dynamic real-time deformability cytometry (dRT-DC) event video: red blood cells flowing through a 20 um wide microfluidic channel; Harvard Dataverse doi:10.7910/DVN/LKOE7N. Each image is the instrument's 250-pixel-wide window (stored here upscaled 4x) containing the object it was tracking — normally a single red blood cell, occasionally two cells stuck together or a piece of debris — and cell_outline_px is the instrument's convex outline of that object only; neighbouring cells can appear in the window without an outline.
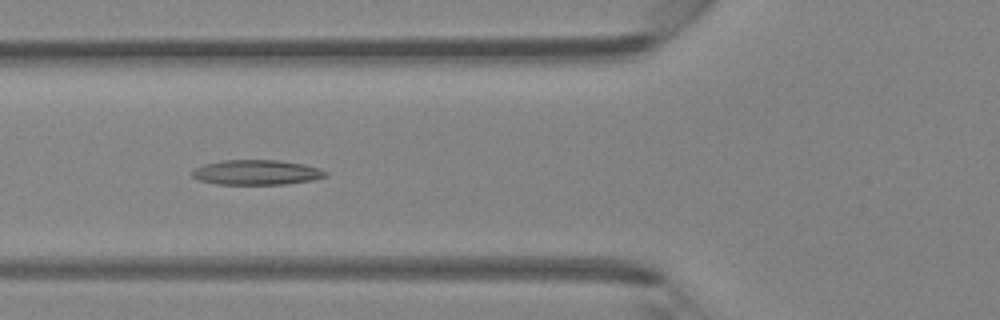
{"species": "Egyptian fruit bat (a non-hibernating species)", "species_latin": "Rousettus aegyptiacus", "temperature_condition": "room temperature", "stored_images_in_passage": 45, "camera_frame_rate_fps": 3000, "um_per_image_px": 0.085, "animal": {"sex": "female"}, "frame": {"image": 1, "passage_image": 17, "time_ms": 5.333, "image_size_px": [1000, 320], "cell_outline_px": [[328, 176], [312, 180], [284, 184], [216, 184], [200, 180], [192, 176], [192, 168], [204, 164], [224, 160], [276, 160], [304, 164], [320, 168], [328, 172]], "centroid_in_image_um": [21.81, 14.65], "position_along_channel_um": 104.0, "area_um2": 19.42}}
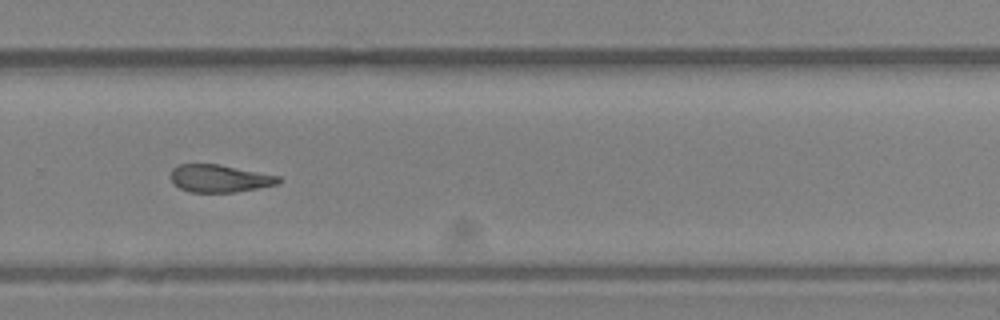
{"frame": {"image": 2, "passage_image": 31, "time_ms": 10.0, "image_size_px": [1000, 320], "cell_outline_px": [[284, 180], [276, 184], [256, 188], [232, 192], [192, 192], [180, 188], [172, 180], [172, 168], [180, 164], [220, 164], [280, 176]], "centroid_in_image_um": [18.69, 15.15], "position_along_channel_um": 311.1, "area_um2": 17.11}}
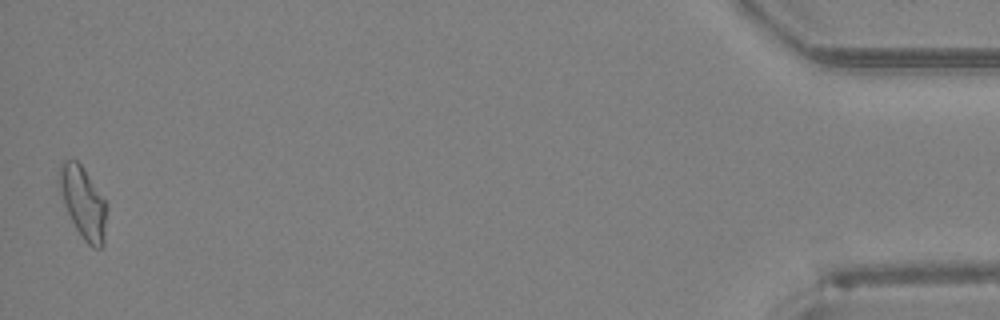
{"frame": {"image": 3, "passage_image": 45, "time_ms": 14.667, "image_size_px": [1000, 320], "cell_outline_px": [[108, 208], [104, 244], [100, 248], [92, 248], [84, 240], [76, 228], [64, 204], [60, 188], [60, 160], [76, 160], [80, 164], [104, 200]], "centroid_in_image_um": [7.1, 17.27], "position_along_channel_um": 428.1, "area_um2": 19.36}}